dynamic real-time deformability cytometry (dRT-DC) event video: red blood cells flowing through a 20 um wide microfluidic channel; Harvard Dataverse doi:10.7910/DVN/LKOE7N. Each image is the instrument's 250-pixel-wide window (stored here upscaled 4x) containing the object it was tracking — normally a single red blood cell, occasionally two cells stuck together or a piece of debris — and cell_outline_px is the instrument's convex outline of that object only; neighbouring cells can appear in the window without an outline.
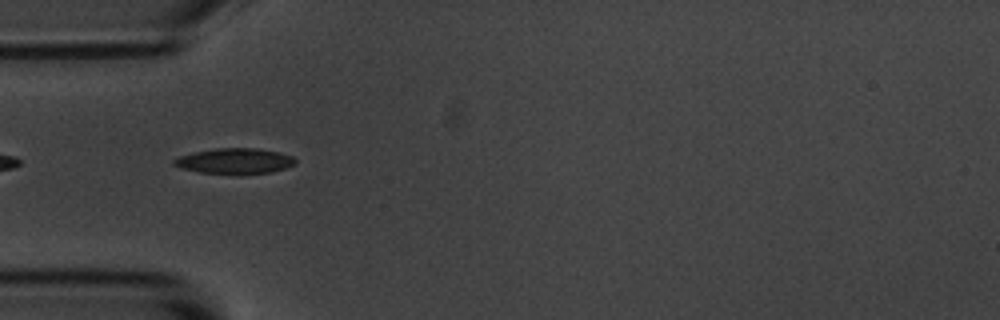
{"species": "common noctule bat (a hibernating species)", "species_latin": "Nyctalus noctula", "temperature_condition": "room temperature", "stored_images_in_passage": 11, "camera_frame_rate_fps": 3000, "um_per_image_px": 0.085, "animal": {"sex": "male", "body_mass_g": 20.1, "forearm_length_mm": 53.5}, "frame": {"image": 1, "passage_image": 1, "time_ms": 0.0, "image_size_px": [1000, 320], "cell_outline_px": [[296, 164], [272, 172], [240, 176], [200, 172], [180, 168], [172, 164], [172, 160], [180, 156], [192, 152], [216, 148], [256, 148], [280, 152], [292, 156], [296, 160]], "centroid_in_image_um": [19.95, 13.71], "position_along_channel_um": 65.1, "area_um2": 18.61}}
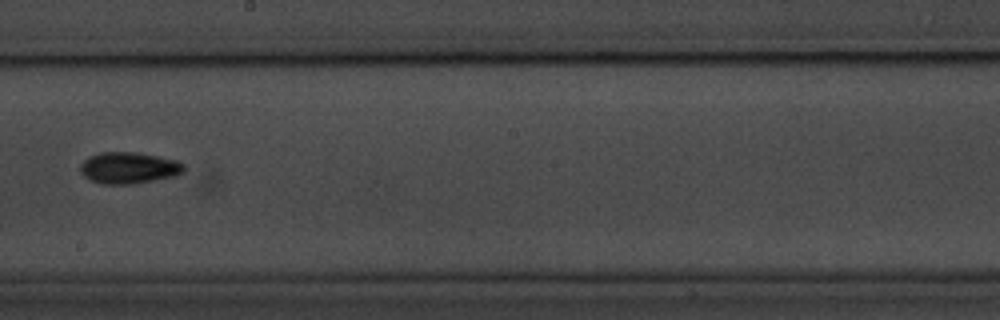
{"frame": {"image": 2, "passage_image": 5, "time_ms": 4.667, "image_size_px": [1000, 320], "cell_outline_px": [[184, 172], [176, 176], [132, 184], [100, 184], [84, 176], [80, 172], [80, 164], [88, 156], [100, 152], [136, 152], [176, 160], [184, 164]], "centroid_in_image_um": [10.93, 14.27], "position_along_channel_um": 237.3, "area_um2": 19.07}}
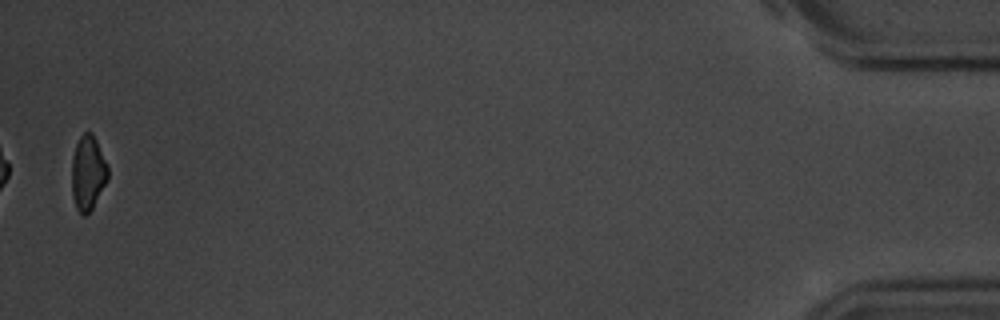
{"frame": {"image": 3, "passage_image": 11, "time_ms": 12.333, "image_size_px": [1000, 320], "cell_outline_px": [[108, 180], [92, 208], [84, 216], [76, 208], [72, 196], [72, 156], [76, 144], [80, 136], [84, 132], [92, 132], [96, 140], [108, 168]], "centroid_in_image_um": [7.46, 14.69], "position_along_channel_um": 427.7, "area_um2": 15.61}, "authors_computed_cell_mechanics": {"area_um2": 17.1666, "velocity_mm_per_s": 3.6879, "shape_relaxation_time_tau1_ms": 2.9174, "shape_relaxation_time_tau2_ms": null, "deformation_change_tau1": 0.1175, "deformation_change_tau2": null}}